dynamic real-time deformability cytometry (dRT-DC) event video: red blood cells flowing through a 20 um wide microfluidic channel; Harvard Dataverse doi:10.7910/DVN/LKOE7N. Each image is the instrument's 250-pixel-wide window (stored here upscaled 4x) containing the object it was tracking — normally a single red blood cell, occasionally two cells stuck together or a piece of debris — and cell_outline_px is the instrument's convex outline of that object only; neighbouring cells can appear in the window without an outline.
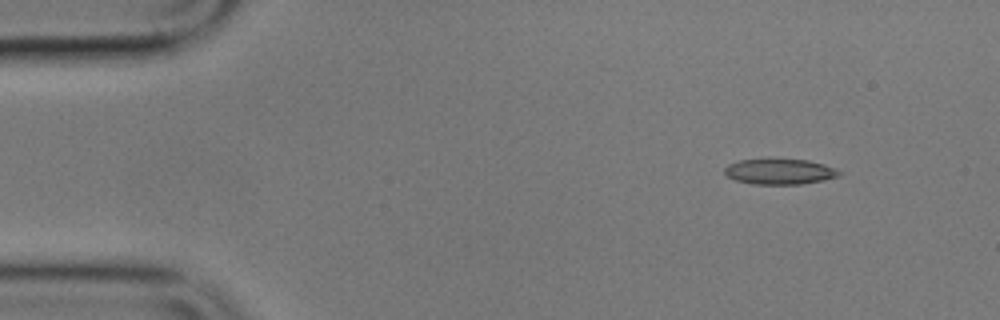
{"species": "common noctule bat (a hibernating species)", "species_latin": "Nyctalus noctula", "temperature_condition": "cold", "stored_images_in_passage": 5, "camera_frame_rate_fps": 3000, "um_per_image_px": 0.085, "animal": {"sex": "male", "body_mass_g": 17.9}, "frame": {"image": 1, "passage_image": 2, "time_ms": 1.333, "image_size_px": [1000, 320], "cell_outline_px": [[840, 176], [824, 180], [800, 184], [752, 184], [736, 180], [728, 176], [724, 172], [724, 168], [728, 164], [740, 160], [772, 156], [808, 160], [824, 164], [836, 168], [840, 172]], "centroid_in_image_um": [66.26, 14.53], "position_along_channel_um": 18.7, "area_um2": 17.8}}
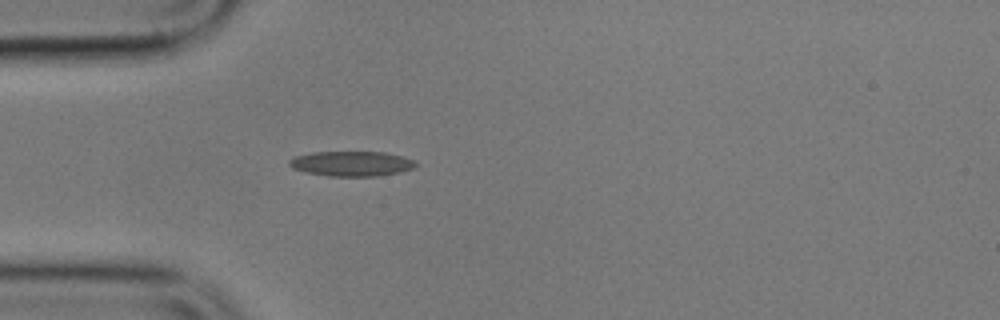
{"frame": {"image": 2, "passage_image": 5, "time_ms": 4.667, "image_size_px": [1000, 320], "cell_outline_px": [[416, 164], [412, 168], [400, 172], [380, 176], [328, 176], [304, 172], [292, 168], [288, 164], [288, 160], [296, 156], [312, 152], [384, 152], [404, 156], [412, 160]], "centroid_in_image_um": [29.85, 13.91], "position_along_channel_um": 55.2, "area_um2": 18.44}}